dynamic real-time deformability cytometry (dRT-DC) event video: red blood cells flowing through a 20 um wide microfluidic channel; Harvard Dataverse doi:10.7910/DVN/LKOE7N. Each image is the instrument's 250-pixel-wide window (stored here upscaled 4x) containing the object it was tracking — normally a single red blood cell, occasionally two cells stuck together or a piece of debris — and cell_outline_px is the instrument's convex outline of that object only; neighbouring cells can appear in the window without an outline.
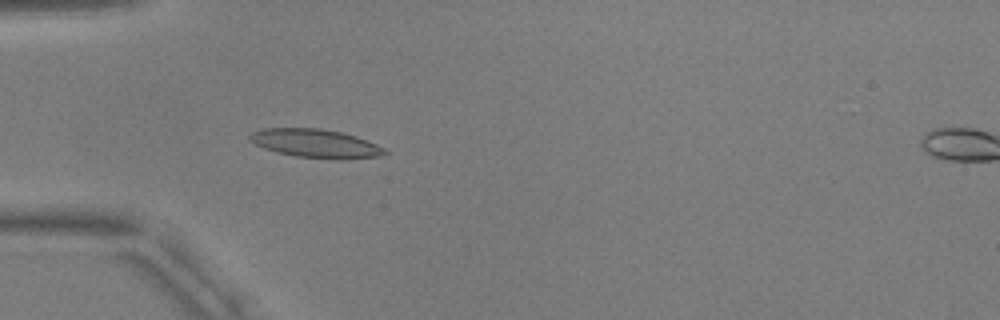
{"species": "common noctule bat (a hibernating species)", "species_latin": "Nyctalus noctula", "temperature_condition": "warm", "stored_images_in_passage": 54, "camera_frame_rate_fps": 3000, "um_per_image_px": 0.085, "animal": {"sex": "male", "body_mass_g": 17.9, "forearm_length_mm": 54.2}, "frame": {"image": 1, "passage_image": 17, "time_ms": 5.333, "image_size_px": [1000, 320], "cell_outline_px": [[388, 152], [380, 156], [336, 160], [296, 156], [276, 152], [264, 148], [248, 140], [248, 136], [252, 132], [264, 128], [320, 128], [340, 132], [356, 136], [376, 144], [384, 148]], "centroid_in_image_um": [26.81, 12.19], "position_along_channel_um": 58.2, "area_um2": 22.48}}
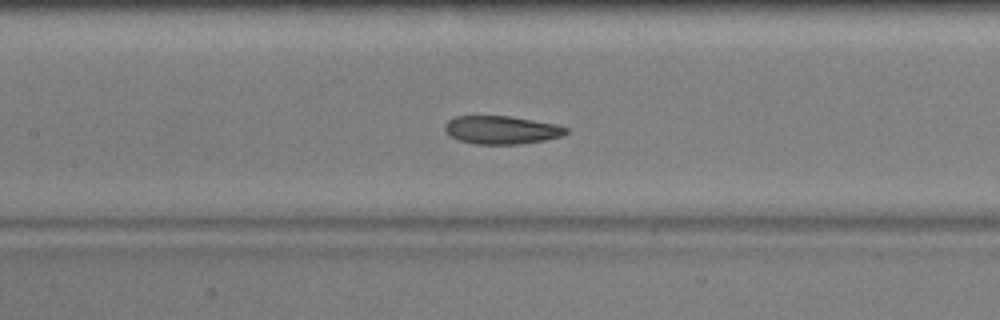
{"frame": {"image": 2, "passage_image": 26, "time_ms": 8.333, "image_size_px": [1000, 320], "cell_outline_px": [[568, 132], [560, 136], [544, 140], [516, 144], [476, 144], [460, 140], [452, 136], [444, 128], [444, 124], [448, 120], [456, 116], [512, 116], [556, 124], [568, 128]], "centroid_in_image_um": [42.63, 11.03], "position_along_channel_um": 164.8, "area_um2": 19.71}}
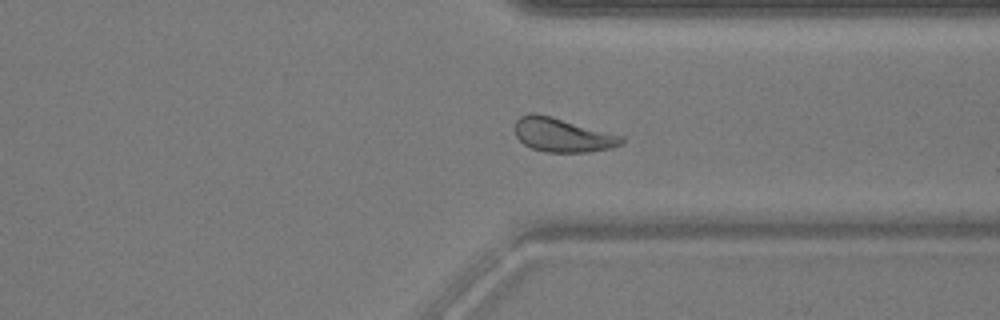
{"frame": {"image": 3, "passage_image": 42, "time_ms": 13.667, "image_size_px": [1000, 320], "cell_outline_px": [[624, 140], [620, 144], [612, 148], [588, 152], [544, 152], [532, 148], [524, 144], [516, 136], [516, 120], [520, 116], [528, 112], [532, 112], [552, 116], [624, 136]], "centroid_in_image_um": [47.81, 11.47], "position_along_channel_um": 363.6, "area_um2": 21.15}, "authors_computed_cell_mechanics": {"area_um2": 20.8369, "velocity_mm_per_s": 3.7316, "shape_relaxation_time_tau1_ms": 3.6985, "shape_relaxation_time_tau2_ms": 1.7035, "deformation_change_tau1": 0.1672, "deformation_change_tau2": 0.088}}